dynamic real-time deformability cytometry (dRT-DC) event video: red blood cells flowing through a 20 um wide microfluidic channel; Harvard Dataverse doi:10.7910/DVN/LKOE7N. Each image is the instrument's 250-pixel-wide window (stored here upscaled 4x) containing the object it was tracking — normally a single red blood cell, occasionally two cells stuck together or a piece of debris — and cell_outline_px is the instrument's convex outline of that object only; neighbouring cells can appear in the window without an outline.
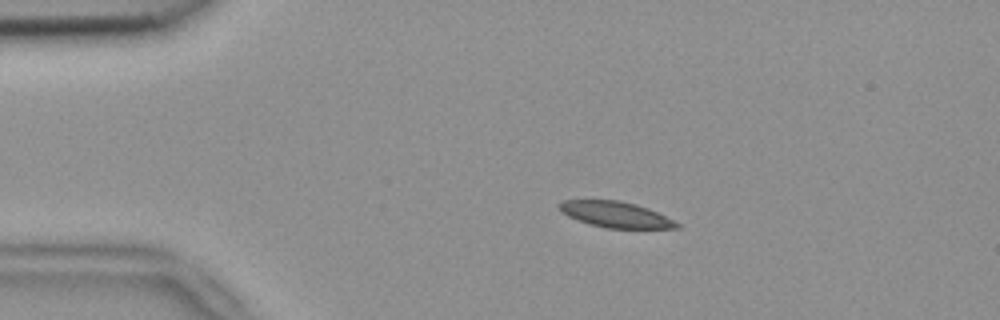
{"species": "common noctule bat (a hibernating species)", "species_latin": "Nyctalus noctula", "temperature_condition": "room temperature", "stored_images_in_passage": 49, "camera_frame_rate_fps": 3000, "um_per_image_px": 0.085, "animal": {"sex": "female", "body_mass_g": 18.4}, "frame": {"image": 1, "passage_image": 6, "time_ms": 1.667, "image_size_px": [1000, 320], "cell_outline_px": [[680, 228], [604, 228], [588, 224], [568, 216], [560, 212], [560, 204], [564, 200], [616, 200], [636, 204], [648, 208], [680, 224]], "centroid_in_image_um": [52.3, 18.24], "position_along_channel_um": 32.7, "area_um2": 17.51}}
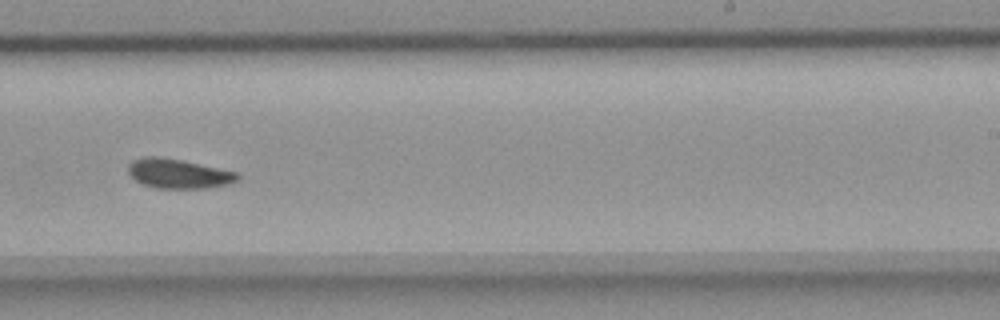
{"frame": {"image": 2, "passage_image": 29, "time_ms": 9.333, "image_size_px": [1000, 320], "cell_outline_px": [[240, 180], [228, 184], [208, 188], [156, 188], [144, 184], [136, 180], [128, 172], [128, 164], [132, 160], [144, 156], [160, 156], [180, 160], [236, 172], [240, 176]], "centroid_in_image_um": [15.16, 14.76], "position_along_channel_um": 273.8, "area_um2": 18.67}}
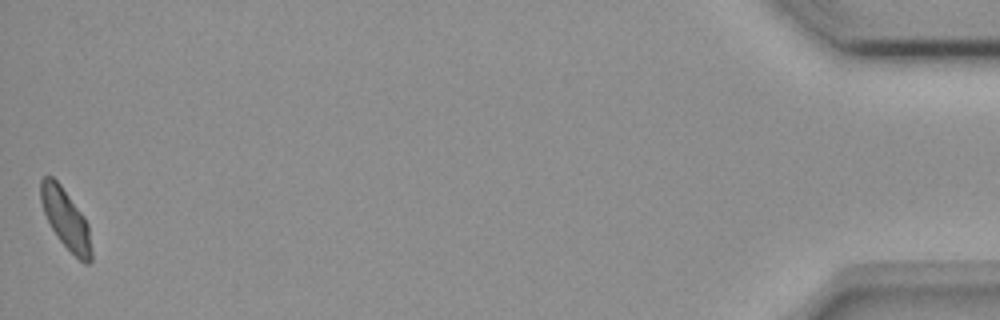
{"frame": {"image": 3, "passage_image": 49, "time_ms": 16.0, "image_size_px": [1000, 320], "cell_outline_px": [[92, 260], [88, 264], [84, 264], [56, 236], [44, 212], [40, 200], [40, 180], [44, 176], [52, 176], [60, 184], [84, 216], [88, 224], [92, 252]], "centroid_in_image_um": [5.6, 18.61], "position_along_channel_um": 429.6, "area_um2": 17.51}, "authors_computed_cell_mechanics": {"area_um2": 18.496, "velocity_mm_per_s": 3.7525, "shape_relaxation_time_tau1_ms": 8.5139, "shape_relaxation_time_tau2_ms": 9.9659, "deformation_change_tau1": 0.1177, "deformation_change_tau2": 0.1432}}